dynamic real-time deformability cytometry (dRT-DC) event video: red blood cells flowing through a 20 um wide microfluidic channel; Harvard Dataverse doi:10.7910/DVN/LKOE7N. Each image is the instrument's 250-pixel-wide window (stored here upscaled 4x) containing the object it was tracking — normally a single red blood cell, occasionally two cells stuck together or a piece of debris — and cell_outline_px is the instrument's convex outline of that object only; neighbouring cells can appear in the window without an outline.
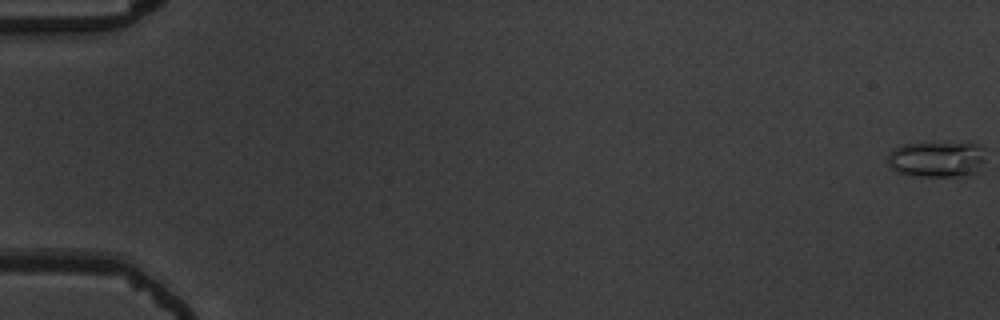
{"species": "common noctule bat (a hibernating species)", "species_latin": "Nyctalus noctula", "temperature_condition": "warm", "stored_images_in_passage": 56, "camera_frame_rate_fps": 3000, "um_per_image_px": 0.085, "animal": {"sex": "male", "body_mass_g": 19.5, "forearm_length_mm": 54.6}, "frame": {"image": 1, "passage_image": 1, "time_ms": 0.0, "image_size_px": [1000, 320], "cell_outline_px": [[984, 160], [976, 172], [968, 176], [908, 176], [896, 172], [888, 164], [888, 152], [904, 144], [976, 144], [984, 148]], "centroid_in_image_um": [79.61, 13.57], "position_along_channel_um": 5.4, "area_um2": 20.29}}
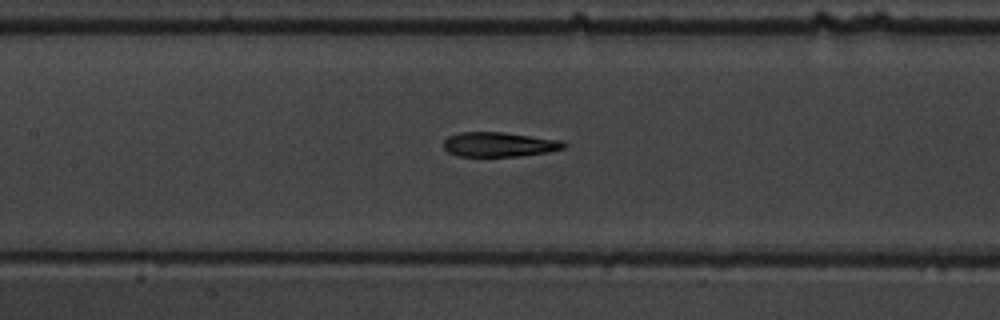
{"frame": {"image": 2, "passage_image": 28, "time_ms": 9.0, "image_size_px": [1000, 320], "cell_outline_px": [[568, 144], [564, 148], [548, 152], [520, 156], [456, 156], [448, 152], [444, 148], [444, 140], [448, 136], [460, 132], [504, 132], [564, 140]], "centroid_in_image_um": [42.46, 12.27], "position_along_channel_um": 164.9, "area_um2": 17.46}}
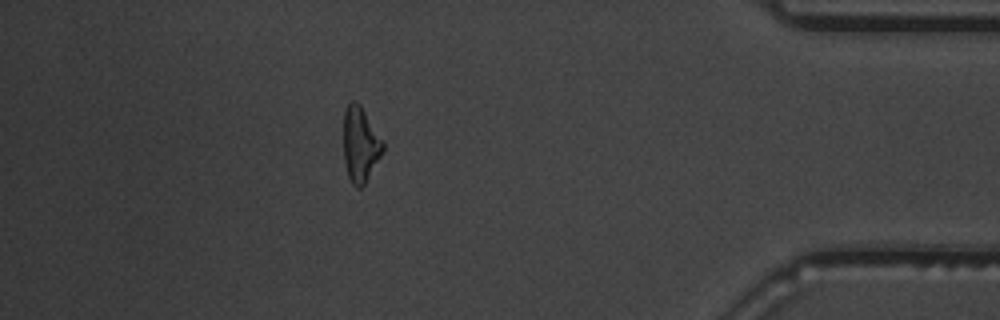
{"frame": {"image": 3, "passage_image": 50, "time_ms": 16.333, "image_size_px": [1000, 320], "cell_outline_px": [[384, 148], [380, 156], [364, 184], [360, 188], [356, 188], [352, 184], [348, 176], [344, 160], [344, 112], [348, 104], [352, 100], [356, 100], [360, 104], [384, 140]], "centroid_in_image_um": [30.63, 12.25], "position_along_channel_um": 404.6, "area_um2": 17.22}, "authors_computed_cell_mechanics": {"area_um2": 17.4556, "velocity_mm_per_s": 3.795, "shape_relaxation_time_tau1_ms": 2.966, "shape_relaxation_time_tau2_ms": 2.4353, "deformation_change_tau1": 0.1635, "deformation_change_tau2": 0.1409}}